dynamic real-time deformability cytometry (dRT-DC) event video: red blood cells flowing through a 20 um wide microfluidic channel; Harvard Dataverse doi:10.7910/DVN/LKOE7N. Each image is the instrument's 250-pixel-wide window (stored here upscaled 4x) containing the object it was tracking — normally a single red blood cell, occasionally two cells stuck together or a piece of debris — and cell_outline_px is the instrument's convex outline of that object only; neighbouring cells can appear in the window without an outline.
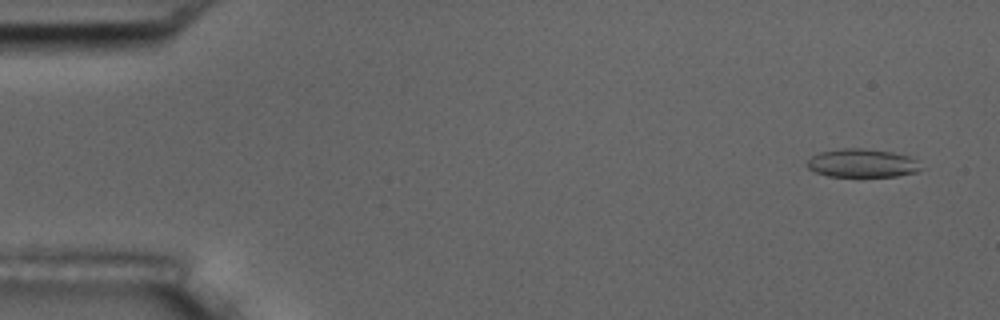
{"species": "common noctule bat (a hibernating species)", "species_latin": "Nyctalus noctula", "temperature_condition": "room temperature", "stored_images_in_passage": 6, "camera_frame_rate_fps": 3000, "um_per_image_px": 0.085, "animal": {"sex": "male", "body_mass_g": 17.5, "forearm_length_mm": 52.3}, "frame": {"image": 1, "passage_image": 1, "time_ms": 0.0, "image_size_px": [1000, 320], "cell_outline_px": [[924, 168], [916, 172], [896, 176], [828, 176], [816, 172], [808, 168], [808, 160], [812, 156], [820, 152], [844, 148], [860, 148], [892, 152], [908, 156], [916, 160]], "centroid_in_image_um": [73.31, 13.87], "position_along_channel_um": 11.7, "area_um2": 18.67}}
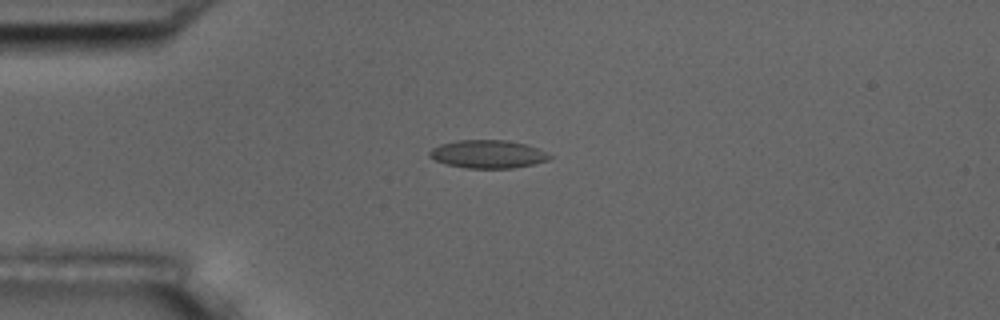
{"frame": {"image": 2, "passage_image": 4, "time_ms": 3.667, "image_size_px": [1000, 320], "cell_outline_px": [[552, 156], [548, 160], [532, 164], [512, 168], [468, 168], [448, 164], [436, 160], [428, 156], [428, 152], [432, 148], [440, 144], [460, 140], [508, 140], [524, 144], [536, 148]], "centroid_in_image_um": [41.44, 13.09], "position_along_channel_um": 43.6, "area_um2": 19.36}}